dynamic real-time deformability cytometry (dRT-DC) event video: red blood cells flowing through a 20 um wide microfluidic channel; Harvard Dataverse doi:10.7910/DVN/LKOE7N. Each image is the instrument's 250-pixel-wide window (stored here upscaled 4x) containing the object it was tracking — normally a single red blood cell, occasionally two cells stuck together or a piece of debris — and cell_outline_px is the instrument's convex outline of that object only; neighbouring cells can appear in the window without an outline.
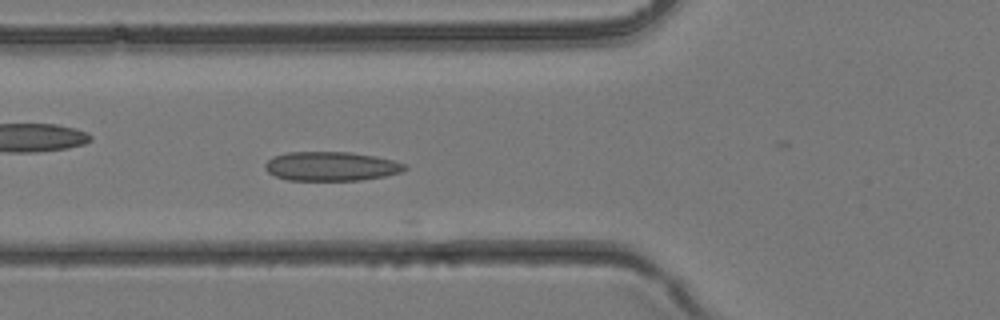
{"species": "common noctule bat (a hibernating species)", "species_latin": "Nyctalus noctula", "temperature_condition": "room temperature", "stored_images_in_passage": 18, "camera_frame_rate_fps": 3000, "um_per_image_px": 0.085, "animal": {"sex": "female", "body_mass_g": 24.6, "forearm_length_mm": 56.2}, "frame": {"image": 1, "passage_image": 15, "time_ms": 4.667, "image_size_px": [1000, 320], "cell_outline_px": [[408, 168], [400, 172], [384, 176], [360, 180], [288, 180], [276, 176], [268, 172], [264, 168], [264, 164], [272, 156], [288, 152], [352, 152], [376, 156], [392, 160], [404, 164]], "centroid_in_image_um": [28.12, 14.13], "position_along_channel_um": 97.7, "area_um2": 23.7}}